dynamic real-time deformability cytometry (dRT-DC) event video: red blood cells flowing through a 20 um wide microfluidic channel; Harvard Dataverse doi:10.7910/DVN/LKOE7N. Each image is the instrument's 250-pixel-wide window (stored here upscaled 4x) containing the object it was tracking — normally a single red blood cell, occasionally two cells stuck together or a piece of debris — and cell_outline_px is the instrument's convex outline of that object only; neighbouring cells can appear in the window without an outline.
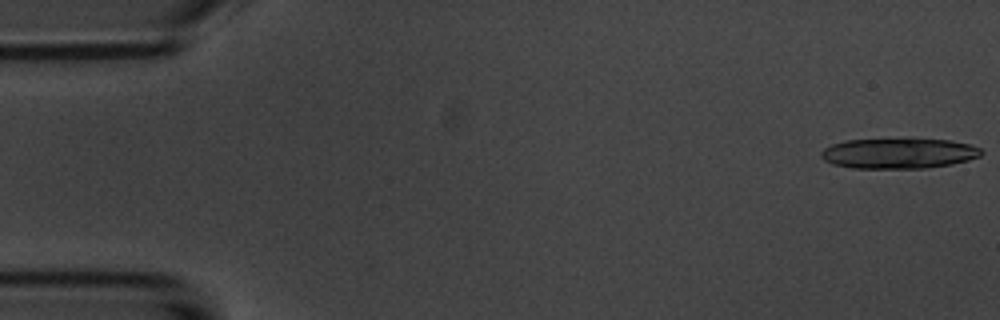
{"species": "common noctule bat (a hibernating species)", "species_latin": "Nyctalus noctula", "temperature_condition": "room temperature", "stored_images_in_passage": 8, "camera_frame_rate_fps": 3000, "um_per_image_px": 0.085, "animal": {"sex": "male", "body_mass_g": 20.1, "forearm_length_mm": 53.5}, "frame": {"image": 1, "passage_image": 1, "time_ms": 0.0, "image_size_px": [1000, 320], "cell_outline_px": [[984, 152], [980, 156], [968, 160], [952, 164], [924, 168], [852, 168], [832, 164], [824, 160], [820, 156], [820, 152], [824, 148], [832, 144], [844, 140], [948, 140], [968, 144], [980, 148]], "centroid_in_image_um": [76.36, 13.05], "position_along_channel_um": 8.6, "area_um2": 27.98}}
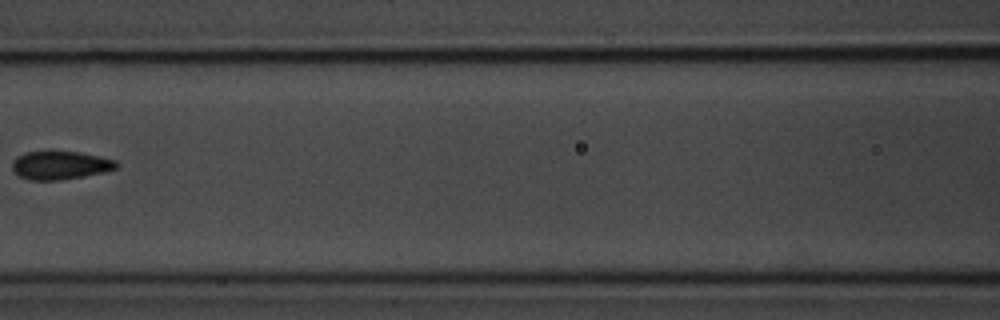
{"frame": {"image": 2, "passage_image": 7, "time_ms": 8.0, "image_size_px": [1000, 320], "cell_outline_px": [[120, 164], [116, 168], [104, 172], [84, 176], [60, 180], [28, 180], [16, 176], [12, 168], [12, 160], [16, 156], [24, 152], [80, 152], [100, 156], [116, 160]], "centroid_in_image_um": [5.09, 14.05], "position_along_channel_um": 161.5, "area_um2": 17.4}}
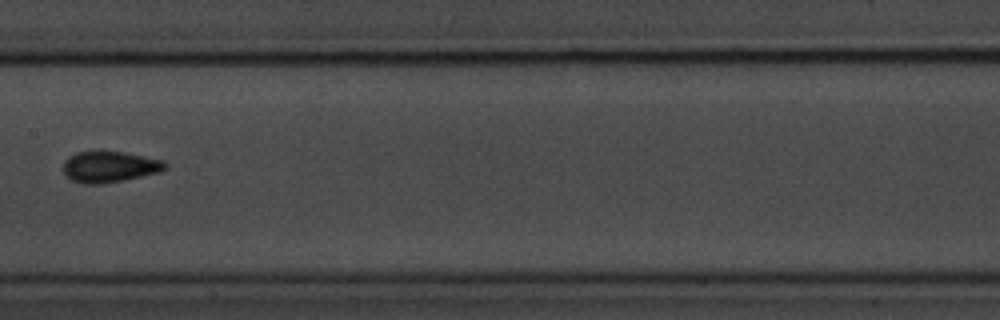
{"frame": {"image": 3, "passage_image": 8, "time_ms": 9.0, "image_size_px": [1000, 320], "cell_outline_px": [[168, 168], [160, 172], [124, 180], [100, 184], [84, 184], [72, 180], [64, 172], [64, 160], [68, 156], [76, 152], [96, 148], [100, 148], [124, 152], [164, 160], [168, 164]], "centroid_in_image_um": [9.31, 14.12], "position_along_channel_um": 198.1, "area_um2": 19.19}}